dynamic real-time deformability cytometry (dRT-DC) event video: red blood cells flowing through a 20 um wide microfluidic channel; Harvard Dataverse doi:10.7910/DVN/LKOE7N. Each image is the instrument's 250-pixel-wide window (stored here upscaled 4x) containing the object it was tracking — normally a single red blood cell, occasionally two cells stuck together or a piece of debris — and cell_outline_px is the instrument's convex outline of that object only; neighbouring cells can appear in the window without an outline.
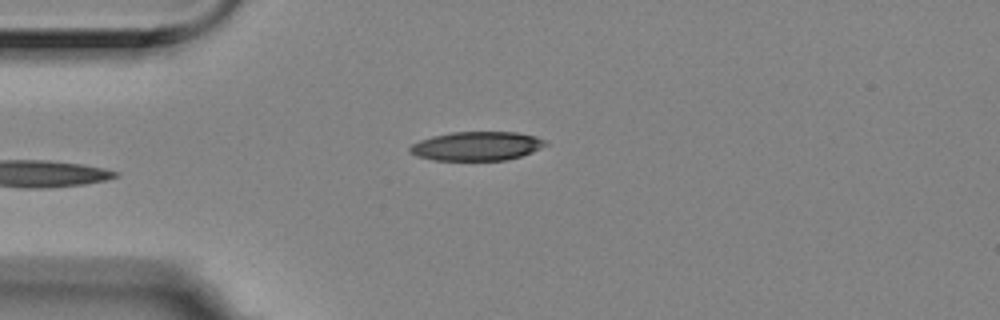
{"species": "Egyptian fruit bat (a non-hibernating species)", "species_latin": "Rousettus aegyptiacus", "temperature_condition": "room temperature", "stored_images_in_passage": 3, "camera_frame_rate_fps": 3000, "um_per_image_px": 0.085, "animal": {"sex": "female"}, "frame": {"image": 1, "passage_image": 3, "time_ms": 0.667, "image_size_px": [1000, 320], "cell_outline_px": [[548, 144], [532, 152], [508, 160], [432, 160], [416, 156], [408, 152], [408, 148], [412, 144], [420, 140], [432, 136], [452, 132], [516, 132], [536, 136], [548, 140]], "centroid_in_image_um": [40.52, 12.41], "position_along_channel_um": 44.5, "area_um2": 23.06}}